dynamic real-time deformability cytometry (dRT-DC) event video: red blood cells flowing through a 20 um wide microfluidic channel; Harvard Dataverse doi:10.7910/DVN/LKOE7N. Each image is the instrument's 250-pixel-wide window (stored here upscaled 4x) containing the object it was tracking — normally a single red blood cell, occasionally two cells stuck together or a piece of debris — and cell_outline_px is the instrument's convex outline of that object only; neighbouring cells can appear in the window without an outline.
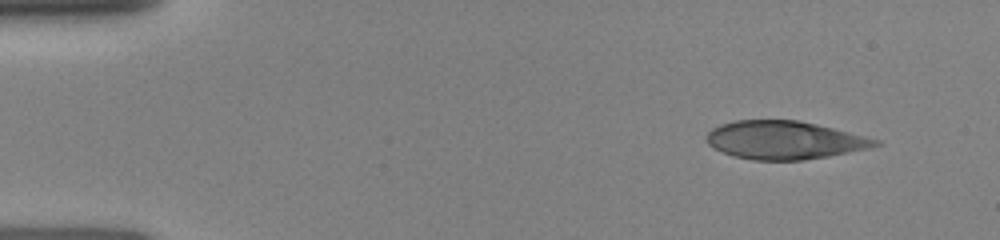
{"species": "human", "species_latin": "Homo sapiens", "temperature_condition": "room temperature", "stored_images_in_passage": 16, "camera_frame_rate_fps": 3000, "um_per_image_px": 0.085, "donor": {"sex": "female"}, "frame": {"image": 1, "passage_image": 1, "time_ms": 0.0, "image_size_px": [1000, 240], "cell_outline_px": [[880, 144], [868, 148], [828, 156], [800, 160], [752, 160], [732, 156], [708, 144], [708, 132], [712, 128], [720, 124], [736, 120], [796, 120], [816, 124], [880, 140]], "centroid_in_image_um": [66.65, 11.91], "position_along_channel_um": 18.4, "area_um2": 37.05}}
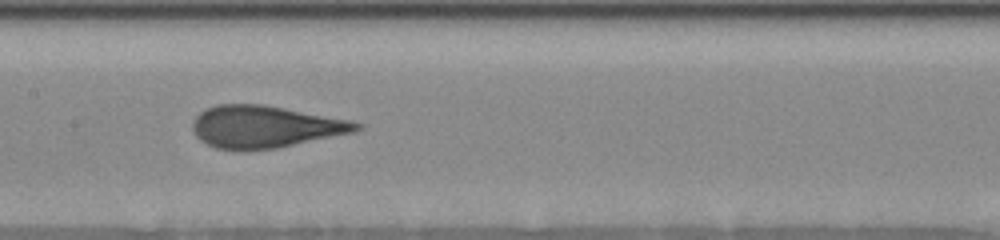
{"frame": {"image": 2, "passage_image": 10, "time_ms": 6.333, "image_size_px": [1000, 240], "cell_outline_px": [[364, 128], [356, 132], [276, 148], [248, 152], [236, 152], [216, 148], [200, 140], [192, 132], [192, 124], [196, 116], [200, 112], [216, 104], [260, 104], [352, 120], [364, 124]], "centroid_in_image_um": [22.53, 10.8], "position_along_channel_um": 184.9, "area_um2": 40.81}}
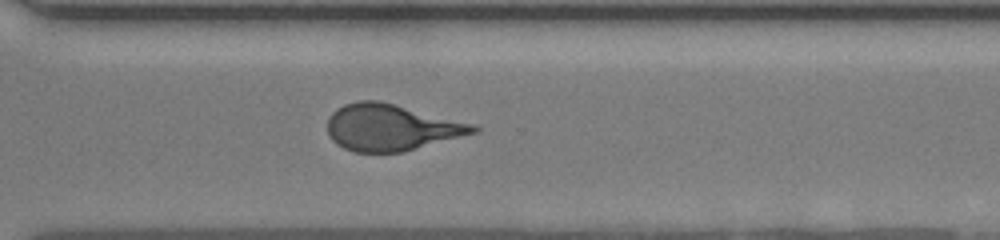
{"frame": {"image": 3, "passage_image": 16, "time_ms": 10.0, "image_size_px": [1000, 240], "cell_outline_px": [[480, 128], [476, 132], [400, 152], [356, 152], [344, 148], [336, 144], [332, 140], [328, 132], [328, 116], [336, 108], [344, 104], [360, 100], [380, 100], [476, 124]], "centroid_in_image_um": [33.22, 10.81], "position_along_channel_um": 337.4, "area_um2": 39.36}}